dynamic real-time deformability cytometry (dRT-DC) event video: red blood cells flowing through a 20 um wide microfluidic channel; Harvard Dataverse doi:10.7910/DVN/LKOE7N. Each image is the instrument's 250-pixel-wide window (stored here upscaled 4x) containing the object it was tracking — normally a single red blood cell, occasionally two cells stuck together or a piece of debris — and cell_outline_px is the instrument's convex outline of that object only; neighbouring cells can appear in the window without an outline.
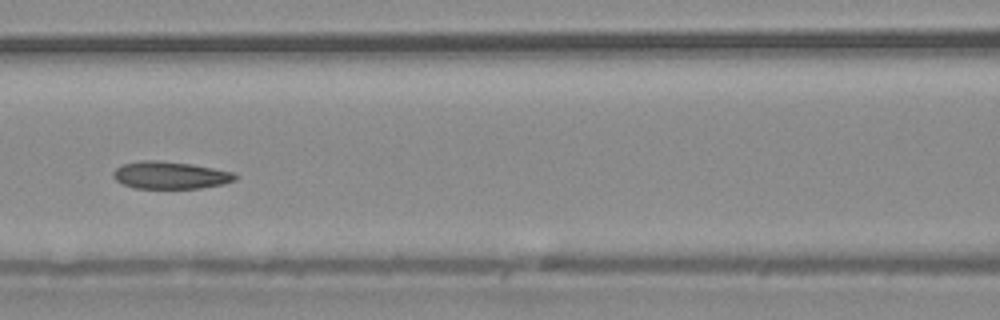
{"species": "common noctule bat (a hibernating species)", "species_latin": "Nyctalus noctula", "temperature_condition": "warm", "stored_images_in_passage": 8, "camera_frame_rate_fps": 3000, "um_per_image_px": 0.085, "animal": {"sex": "male", "body_mass_g": 20.4}, "frame": {"image": 1, "passage_image": 6, "time_ms": 1.667, "image_size_px": [1000, 320], "cell_outline_px": [[240, 176], [236, 180], [224, 184], [200, 188], [136, 188], [124, 184], [116, 180], [112, 176], [112, 172], [116, 168], [124, 164], [140, 160], [156, 160], [192, 164], [232, 172]], "centroid_in_image_um": [14.49, 14.89], "position_along_channel_um": 152.1, "area_um2": 19.42}}
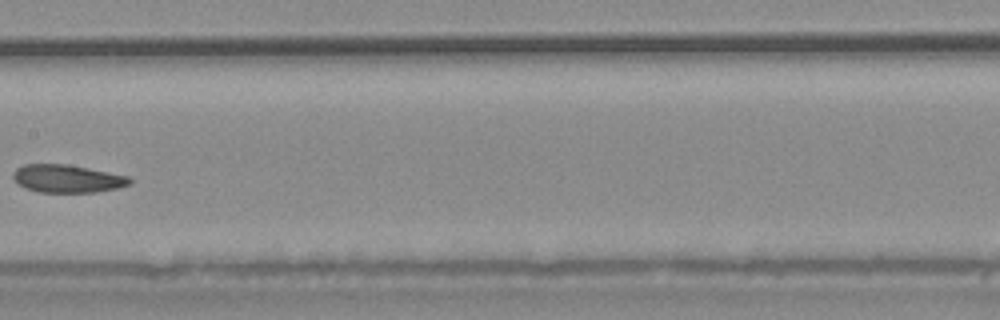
{"frame": {"image": 2, "passage_image": 7, "time_ms": 2.0, "image_size_px": [1000, 320], "cell_outline_px": [[132, 184], [116, 188], [96, 192], [36, 192], [24, 188], [16, 184], [12, 176], [12, 172], [16, 168], [24, 164], [64, 164], [88, 168], [128, 176], [132, 180]], "centroid_in_image_um": [5.66, 15.19], "position_along_channel_um": 201.7, "area_um2": 19.07}}